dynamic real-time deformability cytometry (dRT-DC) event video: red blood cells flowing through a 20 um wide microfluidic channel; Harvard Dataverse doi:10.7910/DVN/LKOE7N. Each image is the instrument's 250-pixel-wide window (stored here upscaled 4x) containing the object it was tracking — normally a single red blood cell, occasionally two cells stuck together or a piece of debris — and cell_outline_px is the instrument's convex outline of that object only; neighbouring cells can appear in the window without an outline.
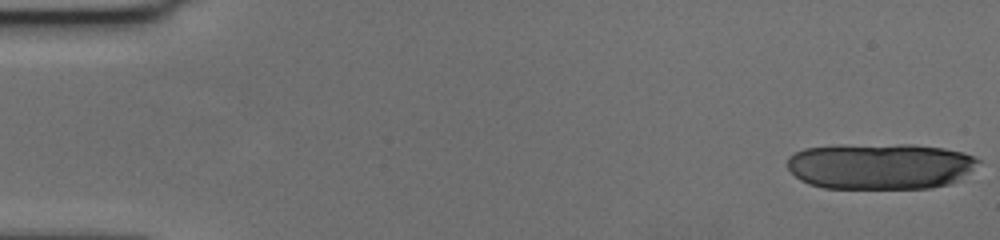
{"species": "human", "species_latin": "Homo sapiens", "temperature_condition": "cold", "stored_images_in_passage": 17, "camera_frame_rate_fps": 3000, "um_per_image_px": 0.085, "donor": {"sex": "female"}, "frame": {"image": 1, "passage_image": 1, "time_ms": 0.0, "image_size_px": [1000, 240], "cell_outline_px": [[980, 160], [968, 172], [956, 180], [948, 184], [932, 188], [824, 188], [808, 184], [800, 180], [788, 168], [788, 156], [804, 148], [836, 144], [912, 144], [944, 148], [964, 152]], "centroid_in_image_um": [74.76, 14.1], "position_along_channel_um": 10.2, "area_um2": 51.62}}